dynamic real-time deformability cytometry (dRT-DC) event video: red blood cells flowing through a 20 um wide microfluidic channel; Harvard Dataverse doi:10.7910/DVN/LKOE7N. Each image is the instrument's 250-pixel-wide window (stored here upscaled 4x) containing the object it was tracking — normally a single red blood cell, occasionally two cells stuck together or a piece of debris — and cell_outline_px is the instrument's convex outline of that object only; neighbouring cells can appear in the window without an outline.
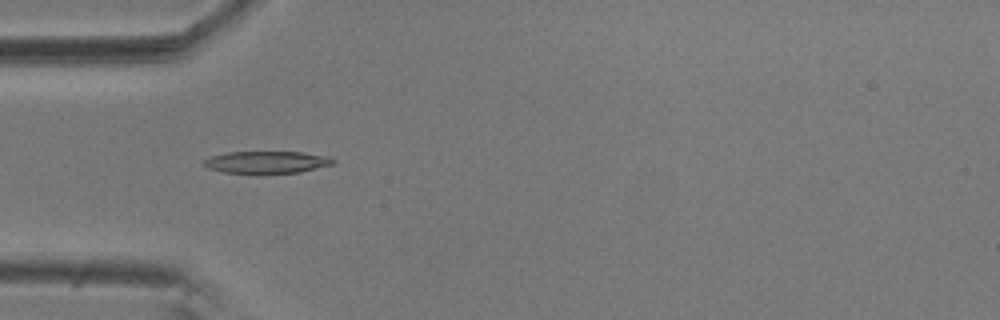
{"species": "common noctule bat (a hibernating species)", "species_latin": "Nyctalus noctula", "temperature_condition": "room temperature", "stored_images_in_passage": 6, "camera_frame_rate_fps": 3000, "um_per_image_px": 0.085, "animal": {"sex": "male", "body_mass_g": 20.5, "forearm_length_mm": 52.5}, "frame": {"image": 1, "passage_image": 5, "time_ms": 1.333, "image_size_px": [1000, 320], "cell_outline_px": [[336, 160], [332, 164], [300, 172], [256, 176], [224, 172], [208, 168], [204, 164], [204, 160], [212, 156], [228, 152], [304, 152], [328, 156]], "centroid_in_image_um": [22.67, 13.82], "position_along_channel_um": 62.3, "area_um2": 17.28}}
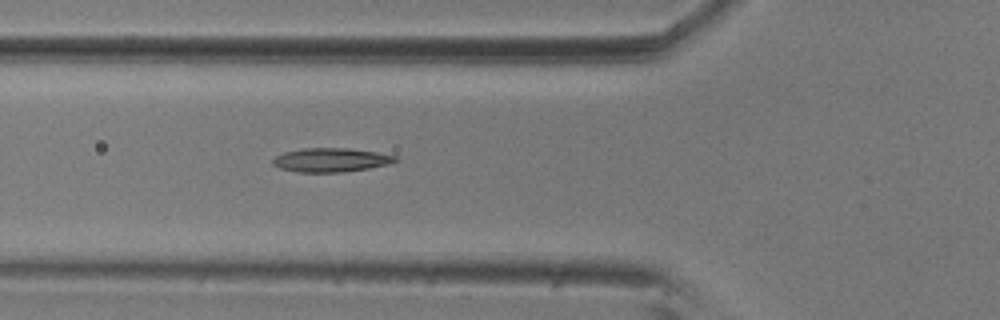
{"frame": {"image": 2, "passage_image": 6, "time_ms": 1.667, "image_size_px": [1000, 320], "cell_outline_px": [[396, 160], [388, 164], [368, 168], [344, 172], [300, 172], [280, 168], [272, 164], [272, 160], [276, 156], [284, 152], [304, 148], [348, 148], [376, 152], [396, 156]], "centroid_in_image_um": [28.1, 13.59], "position_along_channel_um": 97.7, "area_um2": 16.88}}